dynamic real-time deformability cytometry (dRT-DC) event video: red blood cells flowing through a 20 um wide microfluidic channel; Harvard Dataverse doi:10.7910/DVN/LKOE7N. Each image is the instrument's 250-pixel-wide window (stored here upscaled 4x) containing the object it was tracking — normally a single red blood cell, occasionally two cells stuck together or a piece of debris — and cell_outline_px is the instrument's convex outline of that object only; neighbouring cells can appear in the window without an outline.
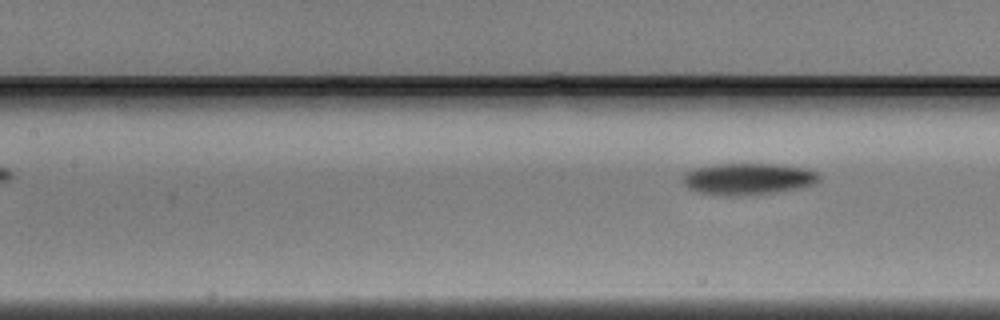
{"species": "Egyptian fruit bat (a non-hibernating species)", "species_latin": "Rousettus aegyptiacus", "temperature_condition": "warm", "stored_images_in_passage": 4, "segment_of_instrument_passage": [2, 2], "camera_frame_rate_fps": 3000, "um_per_image_px": 0.085, "animal": {"sex": "male"}, "frame": {"image": 1, "passage_image": 4, "time_ms": 1.0, "image_size_px": [1000, 320], "cell_outline_px": [[820, 180], [812, 184], [800, 188], [776, 192], [744, 196], [728, 196], [696, 192], [688, 188], [680, 180], [684, 172], [696, 168], [716, 164], [776, 164], [800, 168], [816, 172], [820, 176]], "centroid_in_image_um": [63.51, 15.22], "position_along_channel_um": 143.9, "area_um2": 25.2}}